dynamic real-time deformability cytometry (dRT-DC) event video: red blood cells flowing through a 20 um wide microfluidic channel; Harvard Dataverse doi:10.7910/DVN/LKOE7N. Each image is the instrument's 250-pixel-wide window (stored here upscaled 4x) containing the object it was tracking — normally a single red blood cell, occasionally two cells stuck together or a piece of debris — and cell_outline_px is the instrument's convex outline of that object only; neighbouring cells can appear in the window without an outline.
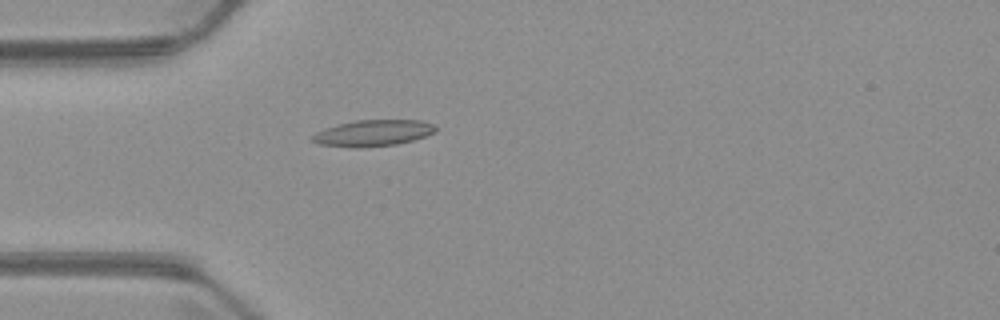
{"species": "common noctule bat (a hibernating species)", "species_latin": "Nyctalus noctula", "temperature_condition": "warm", "stored_images_in_passage": 3, "camera_frame_rate_fps": 3000, "um_per_image_px": 0.085, "animal": {"sex": "male", "body_mass_g": 23.1, "forearm_length_mm": 52.7}, "frame": {"image": 1, "passage_image": 3, "time_ms": 2.333, "image_size_px": [1000, 320], "cell_outline_px": [[436, 132], [412, 140], [396, 144], [360, 148], [352, 148], [320, 144], [312, 140], [312, 136], [316, 132], [324, 128], [356, 120], [420, 120], [436, 124]], "centroid_in_image_um": [31.73, 11.31], "position_along_channel_um": 53.3, "area_um2": 18.84}}